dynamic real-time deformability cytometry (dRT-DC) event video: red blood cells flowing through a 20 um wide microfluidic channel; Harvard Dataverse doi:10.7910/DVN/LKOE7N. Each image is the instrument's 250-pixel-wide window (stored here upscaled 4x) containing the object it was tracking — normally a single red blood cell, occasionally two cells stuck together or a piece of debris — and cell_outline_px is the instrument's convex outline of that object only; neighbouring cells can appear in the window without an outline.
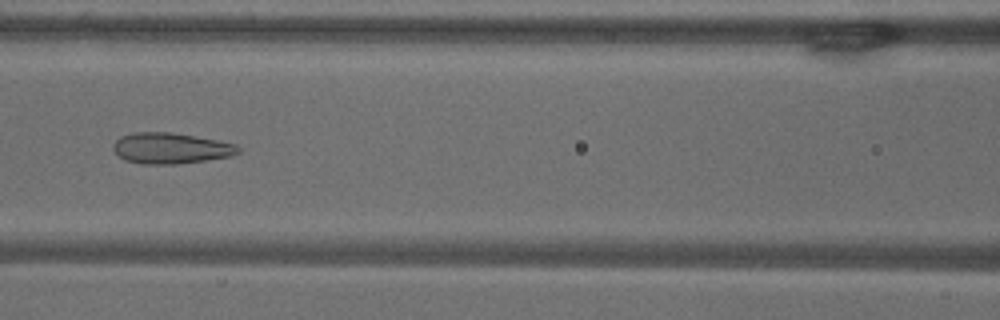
{"species": "common noctule bat (a hibernating species)", "species_latin": "Nyctalus noctula", "temperature_condition": "warm", "stored_images_in_passage": 54, "camera_frame_rate_fps": 3000, "um_per_image_px": 0.085, "animal": {"sex": "male", "body_mass_g": 18.8}, "frame": {"image": 1, "passage_image": 24, "time_ms": 7.667, "image_size_px": [1000, 320], "cell_outline_px": [[240, 152], [228, 156], [204, 160], [176, 164], [140, 164], [124, 160], [112, 148], [112, 144], [120, 136], [132, 132], [172, 132], [216, 140], [236, 144], [240, 148]], "centroid_in_image_um": [14.46, 12.59], "position_along_channel_um": 152.1, "area_um2": 22.43}}
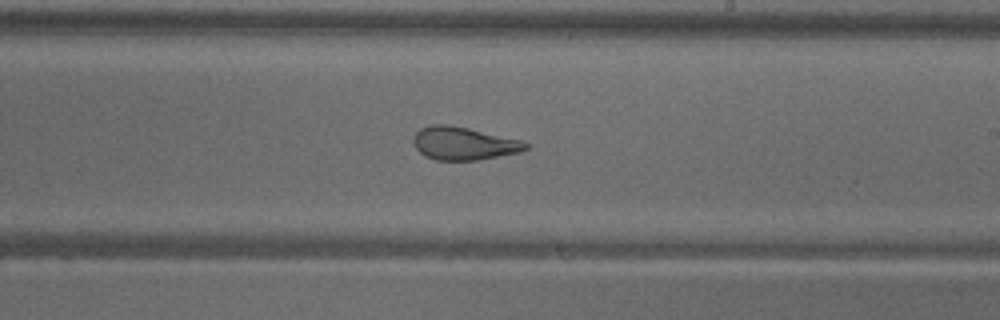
{"frame": {"image": 2, "passage_image": 32, "time_ms": 10.333, "image_size_px": [1000, 320], "cell_outline_px": [[528, 148], [520, 152], [480, 160], [436, 160], [424, 156], [416, 148], [412, 140], [412, 136], [420, 128], [432, 124], [448, 124], [468, 128], [520, 140], [528, 144]], "centroid_in_image_um": [39.37, 12.19], "position_along_channel_um": 249.6, "area_um2": 21.62}}
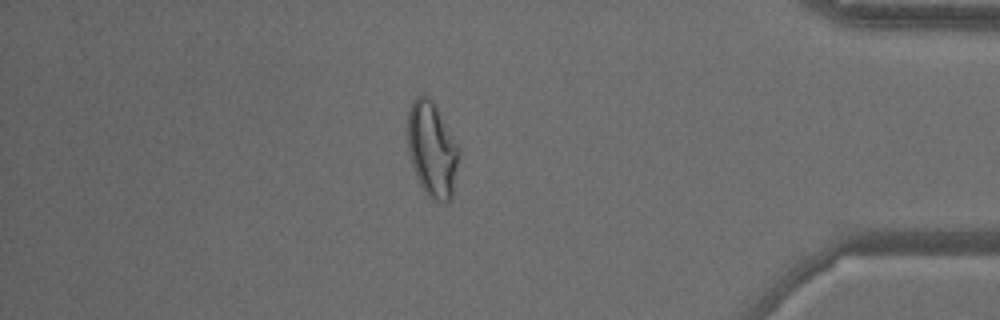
{"frame": {"image": 3, "passage_image": 47, "time_ms": 15.333, "image_size_px": [1000, 320], "cell_outline_px": [[460, 152], [452, 196], [444, 204], [428, 196], [420, 184], [416, 176], [412, 164], [408, 148], [408, 112], [412, 100], [416, 96], [424, 92], [436, 104], [460, 148]], "centroid_in_image_um": [36.74, 12.65], "position_along_channel_um": 398.5, "area_um2": 28.67}, "authors_computed_cell_mechanics": {"area_um2": 27.6573, "velocity_mm_per_s": 3.6679, "shape_relaxation_time_tau1_ms": null, "shape_relaxation_time_tau2_ms": 1.3813, "deformation_change_tau1": null, "deformation_change_tau2": 0.0969}}